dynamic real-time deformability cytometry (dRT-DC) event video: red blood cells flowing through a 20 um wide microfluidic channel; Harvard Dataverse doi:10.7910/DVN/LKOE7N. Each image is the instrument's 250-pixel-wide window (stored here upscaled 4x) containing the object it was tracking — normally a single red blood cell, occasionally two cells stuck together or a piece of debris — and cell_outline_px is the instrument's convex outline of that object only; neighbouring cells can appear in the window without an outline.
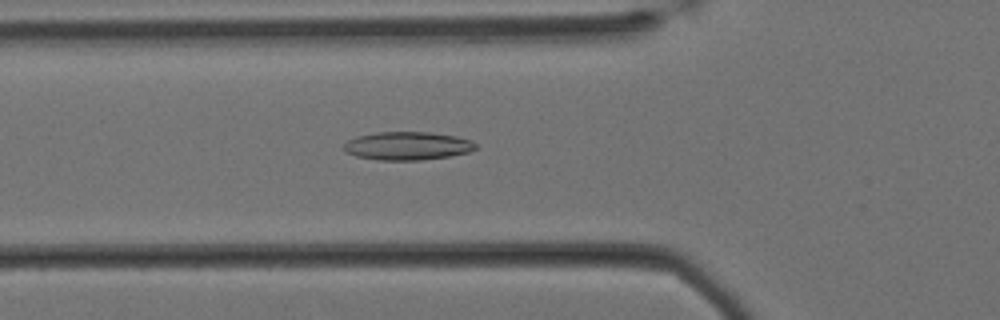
{"species": "Egyptian fruit bat (a non-hibernating species)", "species_latin": "Rousettus aegyptiacus", "temperature_condition": "cold", "stored_images_in_passage": 60, "camera_frame_rate_fps": 3000, "um_per_image_px": 0.085, "animal": {"sex": "female"}, "frame": {"image": 1, "passage_image": 20, "time_ms": 6.333, "image_size_px": [1000, 320], "cell_outline_px": [[476, 148], [468, 152], [448, 156], [420, 160], [380, 160], [356, 156], [344, 152], [340, 148], [348, 140], [356, 136], [376, 132], [428, 132], [456, 136], [472, 140], [476, 144]], "centroid_in_image_um": [34.58, 12.39], "position_along_channel_um": 91.2, "area_um2": 21.79}}
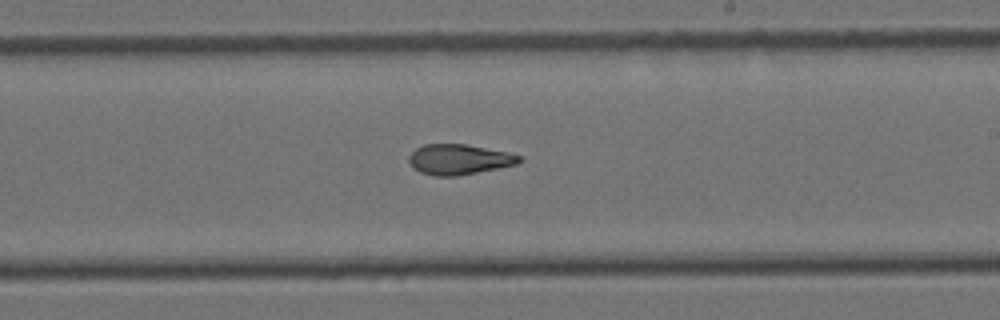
{"frame": {"image": 2, "passage_image": 34, "time_ms": 11.0, "image_size_px": [1000, 320], "cell_outline_px": [[524, 160], [516, 164], [456, 176], [432, 176], [420, 172], [412, 168], [408, 160], [408, 156], [416, 148], [424, 144], [464, 144], [508, 152], [520, 156]], "centroid_in_image_um": [38.97, 13.55], "position_along_channel_um": 250.0, "area_um2": 19.42}}
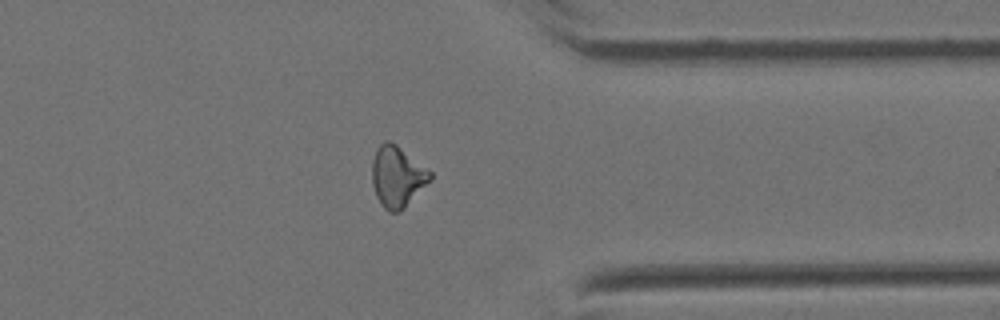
{"frame": {"image": 3, "passage_image": 46, "time_ms": 15.0, "image_size_px": [1000, 320], "cell_outline_px": [[432, 180], [400, 212], [388, 212], [380, 204], [376, 196], [372, 184], [372, 160], [376, 148], [384, 140], [388, 140], [396, 144], [432, 172]], "centroid_in_image_um": [33.76, 15.02], "position_along_channel_um": 377.6, "area_um2": 20.87}}